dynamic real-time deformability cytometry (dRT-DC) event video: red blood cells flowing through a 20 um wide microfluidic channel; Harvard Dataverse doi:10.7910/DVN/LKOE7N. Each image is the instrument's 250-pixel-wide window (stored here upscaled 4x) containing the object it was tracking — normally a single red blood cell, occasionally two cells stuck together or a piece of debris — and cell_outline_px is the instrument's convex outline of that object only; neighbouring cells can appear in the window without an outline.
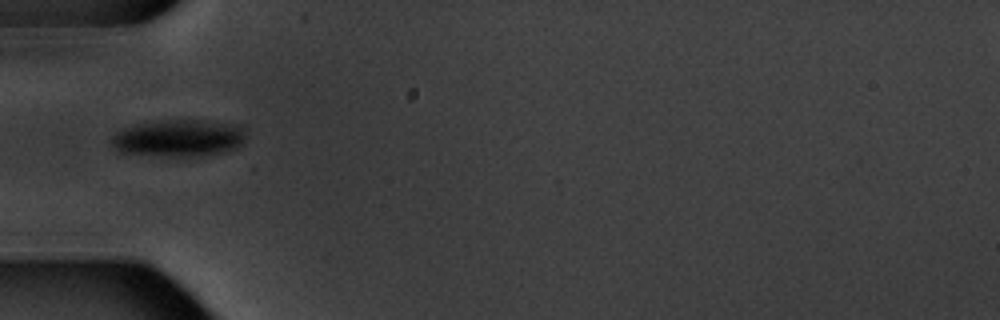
{"species": "common noctule bat (a hibernating species)", "species_latin": "Nyctalus noctula", "temperature_condition": "warm", "stored_images_in_passage": 11, "camera_frame_rate_fps": 3000, "um_per_image_px": 0.085, "animal": {"sex": "male", "body_mass_g": 20.1, "forearm_length_mm": 53.5}, "frame": {"image": 1, "passage_image": 1, "time_ms": 0.0, "image_size_px": [1000, 320], "cell_outline_px": [[244, 144], [228, 152], [196, 156], [160, 156], [120, 152], [112, 144], [112, 136], [116, 132], [124, 128], [140, 124], [164, 120], [200, 120], [236, 124], [244, 128]], "centroid_in_image_um": [15.24, 11.75], "position_along_channel_um": 69.8, "area_um2": 29.02}}
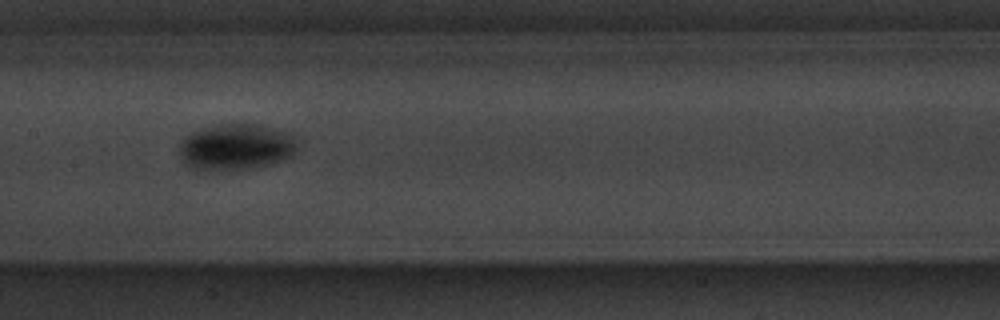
{"frame": {"image": 2, "passage_image": 4, "time_ms": 3.333, "image_size_px": [1000, 320], "cell_outline_px": [[296, 152], [292, 156], [284, 160], [248, 168], [212, 172], [192, 168], [180, 160], [180, 144], [192, 132], [216, 124], [256, 124], [292, 132], [296, 144]], "centroid_in_image_um": [20.07, 12.5], "position_along_channel_um": 187.3, "area_um2": 31.96}}
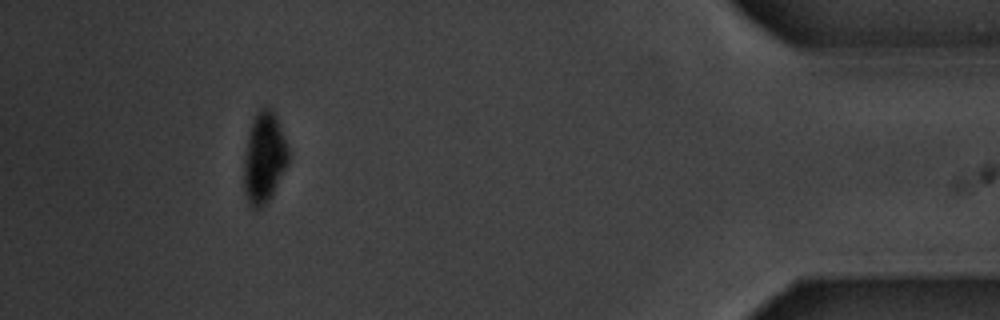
{"frame": {"image": 3, "passage_image": 10, "time_ms": 11.333, "image_size_px": [1000, 320], "cell_outline_px": [[288, 164], [268, 200], [264, 204], [256, 208], [248, 200], [244, 192], [244, 152], [252, 120], [256, 112], [260, 108], [268, 104], [272, 108], [276, 116], [288, 148]], "centroid_in_image_um": [22.44, 13.32], "position_along_channel_um": 412.8, "area_um2": 23.24}, "authors_computed_cell_mechanics": {"area_um2": 27.8596, "velocity_mm_per_s": 3.5129, "shape_relaxation_time_tau1_ms": 1.8529, "shape_relaxation_time_tau2_ms": null, "deformation_change_tau1": 0.0787, "deformation_change_tau2": null}}